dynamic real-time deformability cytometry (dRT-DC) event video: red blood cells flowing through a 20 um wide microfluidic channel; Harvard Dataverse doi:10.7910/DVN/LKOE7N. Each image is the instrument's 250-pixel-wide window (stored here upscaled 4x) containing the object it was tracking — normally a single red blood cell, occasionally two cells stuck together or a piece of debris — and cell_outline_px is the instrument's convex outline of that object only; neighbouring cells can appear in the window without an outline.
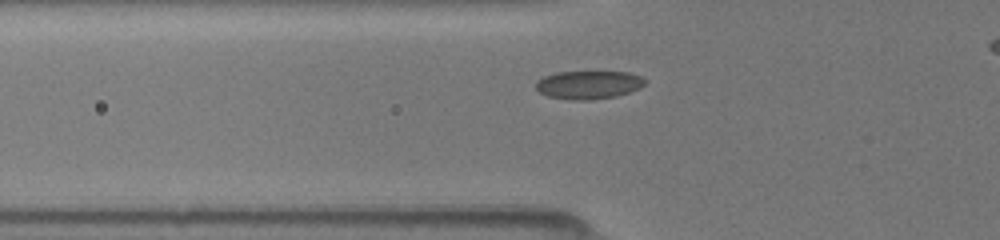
{"species": "common noctule bat (a hibernating species)", "species_latin": "Nyctalus noctula", "temperature_condition": "room temperature", "stored_images_in_passage": 31, "camera_frame_rate_fps": 3000, "um_per_image_px": 0.085, "animal": {"sex": "female", "body_mass_g": 19.5, "forearm_length_mm": 54.1}, "frame": {"image": 1, "passage_image": 4, "time_ms": 1.0, "image_size_px": [1000, 240], "cell_outline_px": [[648, 80], [640, 88], [616, 96], [588, 100], [568, 100], [548, 96], [540, 92], [536, 88], [536, 80], [544, 76], [556, 72], [628, 72], [640, 76]], "centroid_in_image_um": [50.02, 7.21], "position_along_channel_um": 75.8, "area_um2": 17.98}}
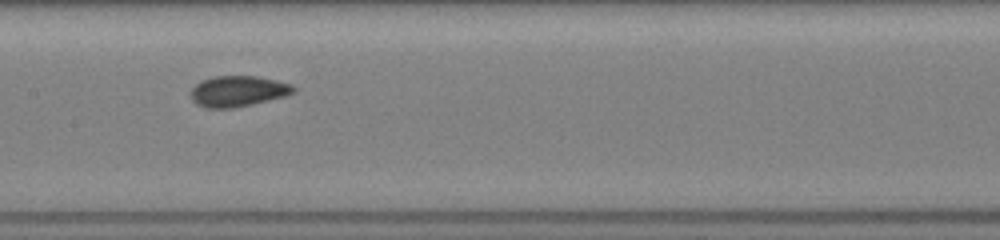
{"frame": {"image": 2, "passage_image": 12, "time_ms": 3.667, "image_size_px": [1000, 240], "cell_outline_px": [[296, 92], [288, 96], [252, 104], [232, 108], [204, 108], [196, 104], [192, 100], [188, 92], [200, 80], [216, 76], [260, 76], [292, 84], [296, 88]], "centroid_in_image_um": [20.23, 7.75], "position_along_channel_um": 187.2, "area_um2": 18.84}}
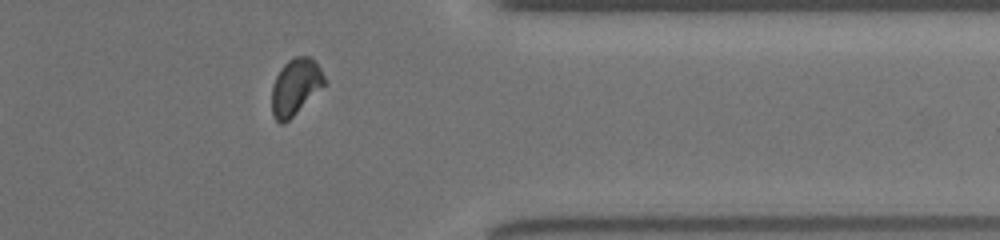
{"frame": {"image": 3, "passage_image": 27, "time_ms": 8.667, "image_size_px": [1000, 240], "cell_outline_px": [[328, 84], [284, 124], [280, 124], [272, 116], [272, 84], [280, 68], [292, 56], [308, 56], [316, 60]], "centroid_in_image_um": [25.13, 7.37], "position_along_channel_um": 386.3, "area_um2": 17.74}}